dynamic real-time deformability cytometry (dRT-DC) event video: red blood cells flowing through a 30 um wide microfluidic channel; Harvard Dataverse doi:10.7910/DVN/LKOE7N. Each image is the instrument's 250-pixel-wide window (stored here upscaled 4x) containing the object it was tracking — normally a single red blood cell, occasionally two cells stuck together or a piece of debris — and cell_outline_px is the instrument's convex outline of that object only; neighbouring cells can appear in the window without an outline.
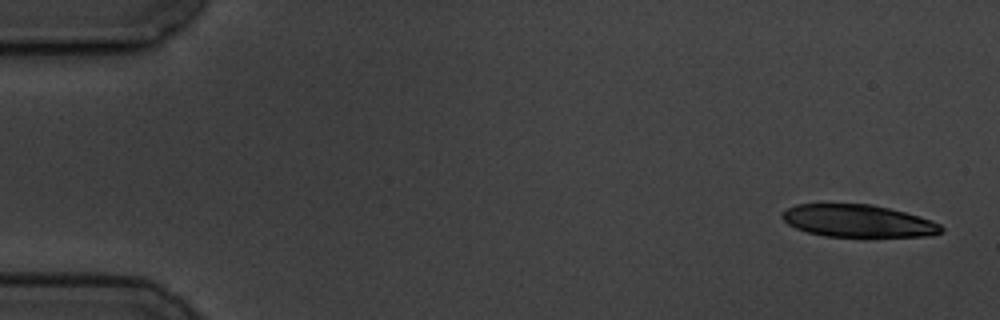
{"species": "common noctule bat (a hibernating species)", "species_latin": "Nyctalus noctula", "temperature_condition": "cold", "stored_images_in_passage": 16, "camera_frame_rate_fps": 3000, "um_per_image_px": 0.085, "animal": {"sex": "male", "body_mass_g": 19.5, "forearm_length_mm": 54.6}, "frame": {"image": 1, "passage_image": 1, "time_ms": 0.0, "image_size_px": [1000, 320], "cell_outline_px": [[944, 232], [932, 236], [864, 240], [824, 236], [808, 232], [796, 228], [788, 224], [780, 216], [788, 208], [796, 204], [872, 204], [920, 216], [932, 220], [940, 224], [944, 228]], "centroid_in_image_um": [73.03, 18.85], "position_along_channel_um": 12.0, "area_um2": 31.5}}
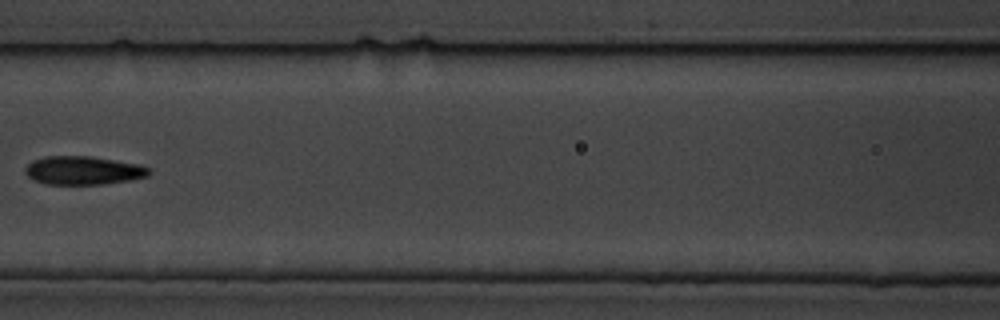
{"frame": {"image": 2, "passage_image": 7, "time_ms": 8.0, "image_size_px": [1000, 320], "cell_outline_px": [[152, 172], [148, 176], [128, 180], [104, 184], [48, 184], [36, 180], [28, 176], [24, 172], [24, 168], [28, 164], [36, 160], [48, 156], [88, 156], [140, 164], [152, 168]], "centroid_in_image_um": [7.13, 14.48], "position_along_channel_um": 159.5, "area_um2": 20.4}}
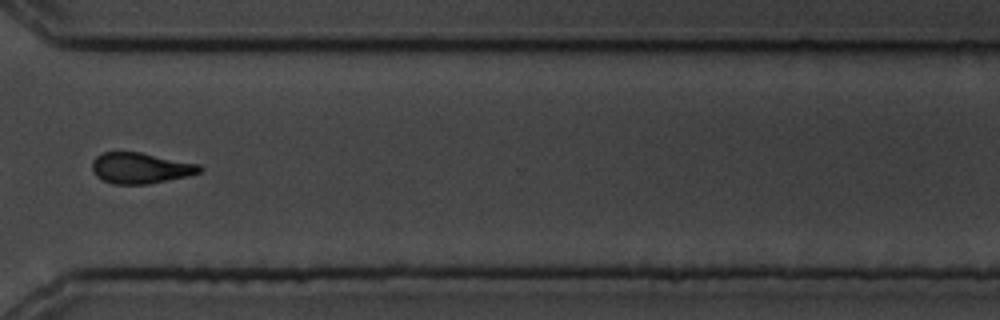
{"frame": {"image": 3, "passage_image": 12, "time_ms": 13.667, "image_size_px": [1000, 320], "cell_outline_px": [[204, 168], [200, 172], [188, 176], [148, 184], [112, 184], [96, 176], [92, 172], [92, 160], [96, 156], [104, 152], [140, 152], [200, 164]], "centroid_in_image_um": [11.94, 14.28], "position_along_channel_um": 358.7, "area_um2": 19.42}}